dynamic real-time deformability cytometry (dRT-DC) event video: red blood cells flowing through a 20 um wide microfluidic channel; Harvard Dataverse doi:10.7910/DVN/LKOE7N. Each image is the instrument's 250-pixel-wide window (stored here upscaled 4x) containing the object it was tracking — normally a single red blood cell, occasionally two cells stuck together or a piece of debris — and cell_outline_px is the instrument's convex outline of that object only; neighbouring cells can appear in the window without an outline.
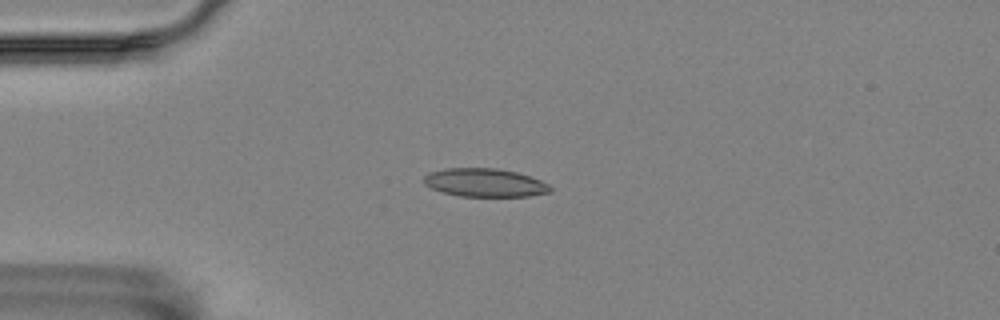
{"species": "Egyptian fruit bat (a non-hibernating species)", "species_latin": "Rousettus aegyptiacus", "temperature_condition": "room temperature", "stored_images_in_passage": 55, "camera_frame_rate_fps": 3000, "um_per_image_px": 0.085, "animal": {"sex": "female"}, "frame": {"image": 1, "passage_image": 13, "time_ms": 4.0, "image_size_px": [1000, 320], "cell_outline_px": [[552, 192], [528, 196], [460, 196], [440, 192], [424, 184], [424, 176], [428, 172], [444, 168], [496, 168], [516, 172], [540, 180], [548, 184], [552, 188]], "centroid_in_image_um": [41.18, 15.52], "position_along_channel_um": 43.8, "area_um2": 20.92}}
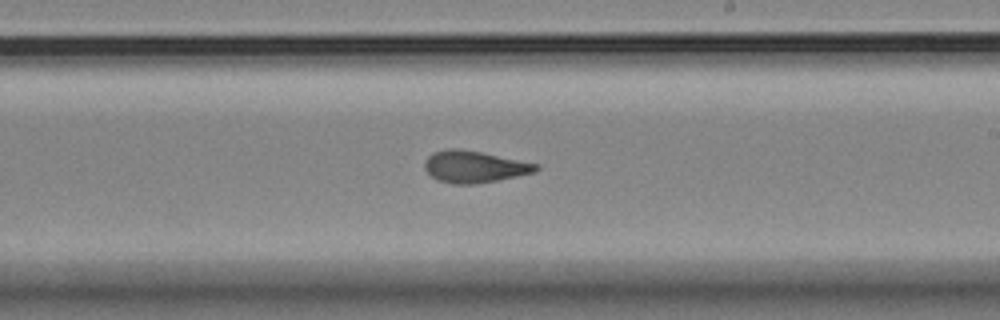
{"frame": {"image": 2, "passage_image": 32, "time_ms": 10.333, "image_size_px": [1000, 320], "cell_outline_px": [[540, 168], [536, 172], [476, 184], [452, 184], [436, 180], [424, 168], [424, 164], [428, 156], [436, 152], [448, 148], [456, 148], [480, 152], [540, 164]], "centroid_in_image_um": [40.33, 14.18], "position_along_channel_um": 248.7, "area_um2": 20.52}}
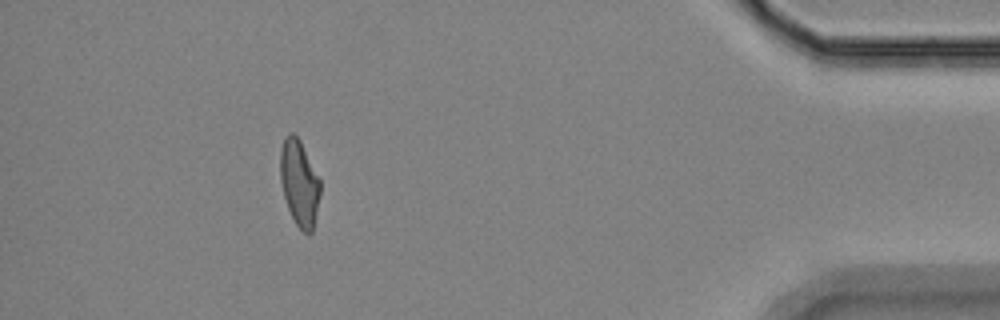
{"frame": {"image": 3, "passage_image": 50, "time_ms": 16.333, "image_size_px": [1000, 320], "cell_outline_px": [[320, 196], [312, 232], [308, 236], [296, 224], [288, 208], [284, 196], [280, 180], [280, 148], [288, 132], [292, 132], [300, 140], [320, 180]], "centroid_in_image_um": [25.44, 15.55], "position_along_channel_um": 409.8, "area_um2": 19.94}, "authors_computed_cell_mechanics": {"area_um2": 20.5768, "velocity_mm_per_s": 3.5532, "shape_relaxation_time_tau1_ms": 7.557, "shape_relaxation_time_tau2_ms": 2.3626, "deformation_change_tau1": 0.1911, "deformation_change_tau2": 0.0882}}